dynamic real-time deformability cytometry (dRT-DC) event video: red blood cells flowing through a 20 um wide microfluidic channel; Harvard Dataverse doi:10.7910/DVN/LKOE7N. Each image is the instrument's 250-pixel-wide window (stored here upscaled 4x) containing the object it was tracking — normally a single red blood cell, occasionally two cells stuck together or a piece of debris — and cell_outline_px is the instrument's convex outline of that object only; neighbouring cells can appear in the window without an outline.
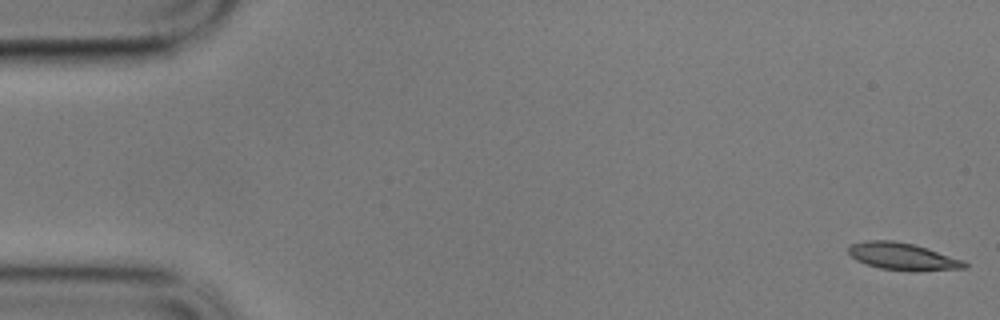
{"species": "common noctule bat (a hibernating species)", "species_latin": "Nyctalus noctula", "temperature_condition": "cold", "stored_images_in_passage": 17, "camera_frame_rate_fps": 3000, "um_per_image_px": 0.085, "animal": {"sex": "male", "body_mass_g": 17.9}, "frame": {"image": 1, "passage_image": 1, "time_ms": 0.0, "image_size_px": [1000, 320], "cell_outline_px": [[968, 268], [880, 268], [856, 260], [848, 252], [848, 244], [868, 240], [892, 240], [912, 244], [964, 260], [968, 264]], "centroid_in_image_um": [76.62, 21.73], "position_along_channel_um": 8.4, "area_um2": 17.17}}